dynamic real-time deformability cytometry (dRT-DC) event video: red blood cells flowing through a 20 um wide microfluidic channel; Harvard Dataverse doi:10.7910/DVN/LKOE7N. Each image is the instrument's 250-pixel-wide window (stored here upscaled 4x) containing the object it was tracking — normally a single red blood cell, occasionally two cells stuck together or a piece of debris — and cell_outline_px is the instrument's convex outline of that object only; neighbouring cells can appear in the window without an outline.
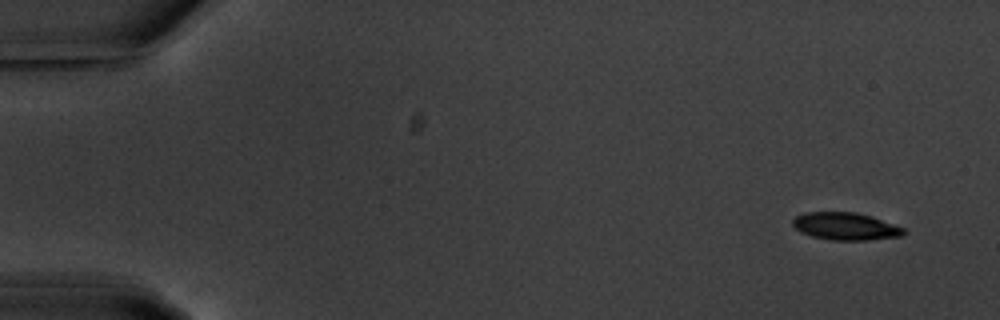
{"species": "common noctule bat (a hibernating species)", "species_latin": "Nyctalus noctula", "temperature_condition": "warm", "stored_images_in_passage": 5, "camera_frame_rate_fps": 3000, "um_per_image_px": 0.085, "animal": {"sex": "male", "body_mass_g": 20.1, "forearm_length_mm": 53.5}, "frame": {"image": 1, "passage_image": 1, "time_ms": 0.0, "image_size_px": [1000, 320], "cell_outline_px": [[908, 232], [904, 236], [868, 240], [832, 240], [812, 236], [800, 232], [792, 224], [792, 220], [796, 216], [804, 212], [856, 212], [872, 216], [904, 228]], "centroid_in_image_um": [71.9, 19.23], "position_along_channel_um": 13.1, "area_um2": 17.92}}
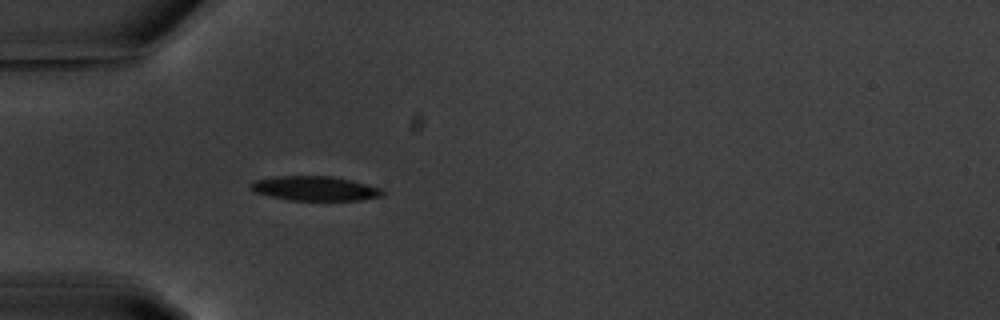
{"frame": {"image": 2, "passage_image": 5, "time_ms": 4.667, "image_size_px": [1000, 320], "cell_outline_px": [[384, 196], [360, 200], [288, 200], [256, 192], [248, 184], [256, 180], [276, 176], [332, 176], [352, 180], [380, 188], [384, 192]], "centroid_in_image_um": [26.8, 16.01], "position_along_channel_um": 58.2, "area_um2": 18.67}}